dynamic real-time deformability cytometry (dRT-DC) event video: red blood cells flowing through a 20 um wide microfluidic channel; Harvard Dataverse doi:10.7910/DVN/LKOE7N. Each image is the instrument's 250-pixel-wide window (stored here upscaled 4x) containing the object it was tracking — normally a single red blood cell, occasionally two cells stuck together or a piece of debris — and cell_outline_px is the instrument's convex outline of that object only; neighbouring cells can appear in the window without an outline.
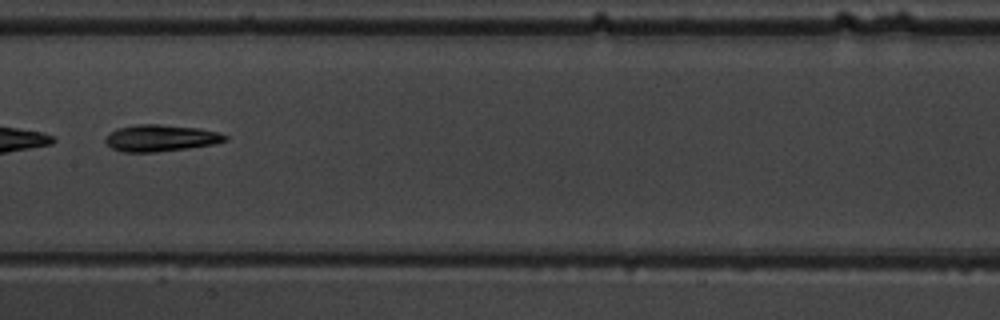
{"species": "common noctule bat (a hibernating species)", "species_latin": "Nyctalus noctula", "temperature_condition": "warm", "stored_images_in_passage": 8, "camera_frame_rate_fps": 3000, "um_per_image_px": 0.085, "animal": {"sex": "male", "body_mass_g": 19.5, "forearm_length_mm": 54.6}, "frame": {"image": 1, "passage_image": 7, "time_ms": 8.0, "image_size_px": [1000, 320], "cell_outline_px": [[228, 140], [212, 144], [188, 148], [156, 152], [124, 152], [112, 148], [104, 140], [108, 132], [116, 128], [136, 124], [160, 124], [200, 128], [220, 132], [228, 136]], "centroid_in_image_um": [13.65, 11.72], "position_along_channel_um": 193.8, "area_um2": 18.79}}
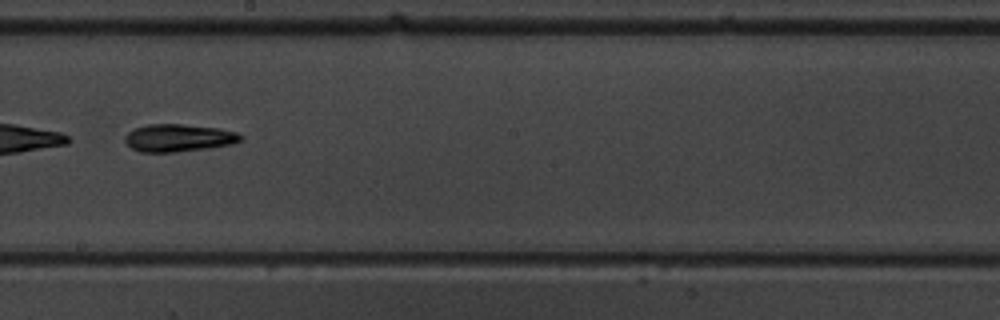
{"frame": {"image": 2, "passage_image": 8, "time_ms": 9.0, "image_size_px": [1000, 320], "cell_outline_px": [[244, 140], [232, 144], [208, 148], [176, 152], [140, 152], [132, 148], [124, 140], [124, 136], [128, 132], [136, 128], [148, 124], [184, 124], [220, 128], [236, 132], [244, 136]], "centroid_in_image_um": [15.21, 11.72], "position_along_channel_um": 233.0, "area_um2": 18.73}}